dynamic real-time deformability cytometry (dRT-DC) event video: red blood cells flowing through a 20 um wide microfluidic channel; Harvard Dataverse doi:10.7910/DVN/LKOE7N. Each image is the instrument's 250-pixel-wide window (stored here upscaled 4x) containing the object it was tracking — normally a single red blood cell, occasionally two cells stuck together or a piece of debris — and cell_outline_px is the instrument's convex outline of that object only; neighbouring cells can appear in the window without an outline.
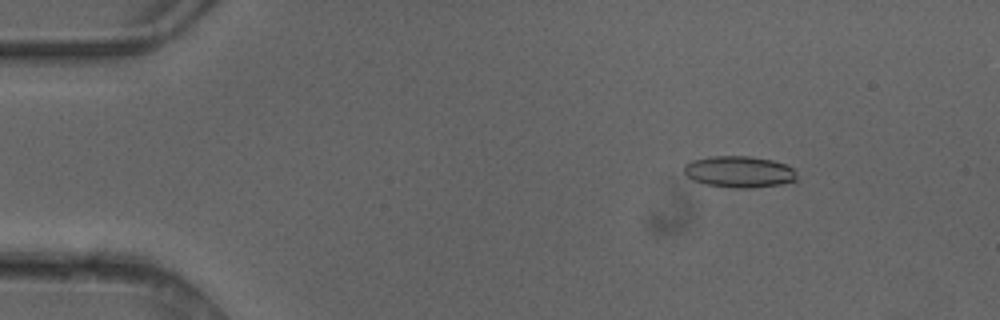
{"species": "common noctule bat (a hibernating species)", "species_latin": "Nyctalus noctula", "temperature_condition": "cold", "stored_images_in_passage": 3, "camera_frame_rate_fps": 3000, "um_per_image_px": 0.085, "animal": {"sex": "female"}, "frame": {"image": 1, "passage_image": 2, "time_ms": 0.333, "image_size_px": [1000, 320], "cell_outline_px": [[796, 180], [780, 184], [752, 188], [732, 188], [704, 184], [692, 180], [684, 172], [684, 164], [692, 160], [712, 156], [748, 156], [772, 160], [784, 164], [792, 168], [796, 172]], "centroid_in_image_um": [62.8, 14.6], "position_along_channel_um": 22.2, "area_um2": 20.69}}